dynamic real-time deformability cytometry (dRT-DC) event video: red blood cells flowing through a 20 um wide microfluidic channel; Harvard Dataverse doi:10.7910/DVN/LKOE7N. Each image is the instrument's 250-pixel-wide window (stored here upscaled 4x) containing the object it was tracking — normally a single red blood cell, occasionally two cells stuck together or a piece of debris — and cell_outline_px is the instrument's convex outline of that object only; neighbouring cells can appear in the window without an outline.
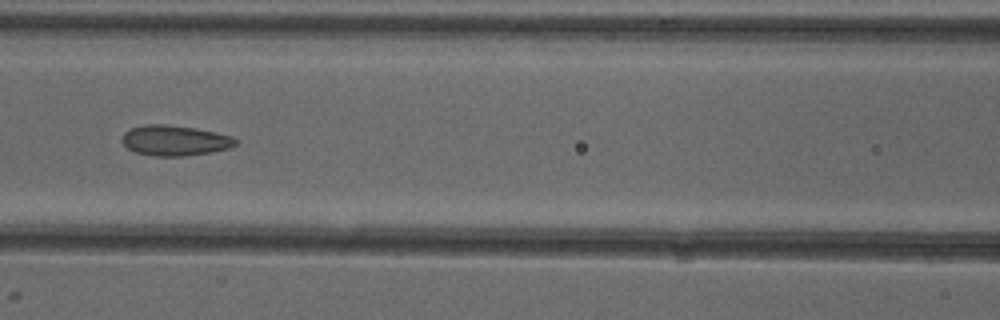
{"species": "common noctule bat (a hibernating species)", "species_latin": "Nyctalus noctula", "temperature_condition": "cold", "stored_images_in_passage": 7, "camera_frame_rate_fps": 3000, "um_per_image_px": 0.085, "animal": {"sex": "female"}, "frame": {"image": 1, "passage_image": 7, "time_ms": 7.0, "image_size_px": [1000, 320], "cell_outline_px": [[240, 140], [236, 144], [228, 148], [212, 152], [184, 156], [156, 156], [136, 152], [128, 148], [120, 140], [124, 132], [132, 128], [144, 124], [164, 124], [196, 128], [216, 132], [232, 136]], "centroid_in_image_um": [14.87, 11.93], "position_along_channel_um": 151.7, "area_um2": 20.17}}